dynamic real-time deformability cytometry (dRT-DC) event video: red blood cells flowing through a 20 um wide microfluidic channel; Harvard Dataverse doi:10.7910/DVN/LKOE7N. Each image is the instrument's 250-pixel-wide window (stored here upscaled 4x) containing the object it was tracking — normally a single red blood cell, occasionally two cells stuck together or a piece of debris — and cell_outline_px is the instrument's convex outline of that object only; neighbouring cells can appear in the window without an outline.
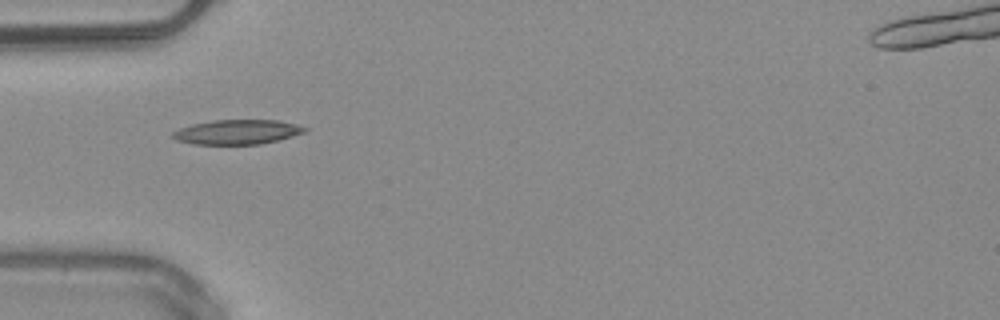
{"species": "common noctule bat (a hibernating species)", "species_latin": "Nyctalus noctula", "temperature_condition": "warm", "stored_images_in_passage": 29, "camera_frame_rate_fps": 3000, "um_per_image_px": 0.085, "animal": {"sex": "male", "body_mass_g": 20.4}, "frame": {"image": 1, "passage_image": 1, "time_ms": 0.0, "image_size_px": [1000, 320], "cell_outline_px": [[308, 128], [304, 132], [292, 136], [260, 144], [192, 144], [176, 140], [172, 136], [172, 132], [180, 128], [192, 124], [212, 120], [276, 120], [296, 124]], "centroid_in_image_um": [20.13, 11.21], "position_along_channel_um": 64.9, "area_um2": 18.79}}
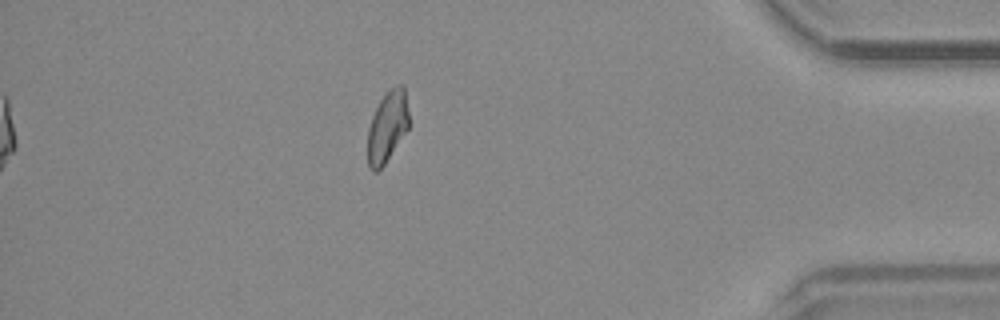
{"frame": {"image": 2, "passage_image": 29, "time_ms": 9.333, "image_size_px": [1000, 320], "cell_outline_px": [[408, 128], [384, 164], [376, 172], [372, 172], [368, 168], [368, 128], [372, 116], [380, 100], [396, 84], [400, 84], [404, 88], [408, 112]], "centroid_in_image_um": [32.9, 10.79], "position_along_channel_um": 402.3, "area_um2": 16.7}, "authors_computed_cell_mechanics": {"area_um2": 17.629, "velocity_mm_per_s": 4.048, "shape_relaxation_time_tau1_ms": 7.0667, "shape_relaxation_time_tau2_ms": 10.9041, "deformation_change_tau1": 0.1836, "deformation_change_tau2": 0.1819}}